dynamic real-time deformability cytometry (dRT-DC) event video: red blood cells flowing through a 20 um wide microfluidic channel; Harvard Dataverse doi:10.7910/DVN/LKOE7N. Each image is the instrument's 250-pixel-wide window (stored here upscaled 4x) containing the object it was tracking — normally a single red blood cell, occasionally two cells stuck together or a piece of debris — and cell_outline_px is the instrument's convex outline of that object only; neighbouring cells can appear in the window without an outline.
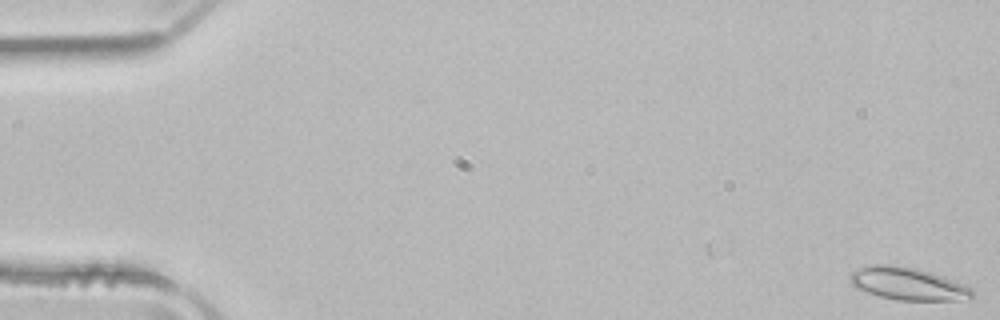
{"species": "common noctule bat (a hibernating species)", "species_latin": "Nyctalus noctula", "temperature_condition": "room temperature", "stored_images_in_passage": 47, "camera_frame_rate_fps": 3000, "um_per_image_px": 0.085, "animal": {"sex": "male", "body_mass_g": 21.5, "forearm_length_mm": 52.0}, "frame": {"image": 1, "passage_image": 1, "time_ms": 0.0, "image_size_px": [1000, 320], "cell_outline_px": [[972, 296], [956, 300], [900, 300], [880, 296], [856, 288], [848, 280], [848, 276], [852, 272], [860, 268], [876, 264], [892, 264], [916, 268], [932, 272], [944, 276], [964, 284], [972, 288]], "centroid_in_image_um": [77.14, 24.1], "position_along_channel_um": 7.9, "area_um2": 23.06}}
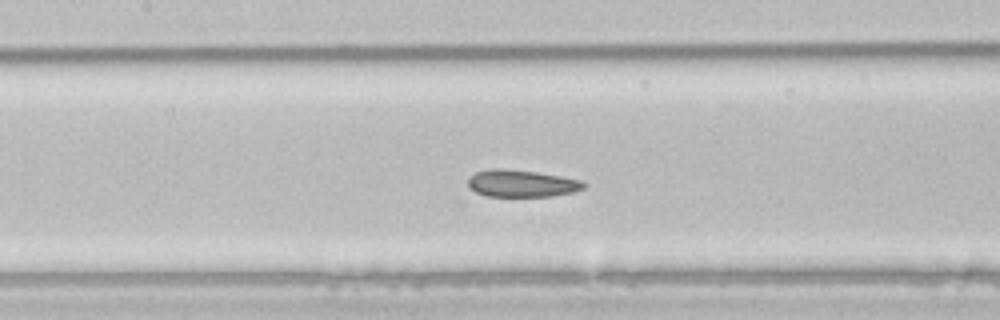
{"frame": {"image": 2, "passage_image": 24, "time_ms": 7.667, "image_size_px": [1000, 320], "cell_outline_px": [[588, 184], [584, 188], [576, 192], [552, 196], [484, 196], [468, 188], [468, 176], [476, 172], [492, 168], [500, 168], [536, 172], [560, 176], [580, 180]], "centroid_in_image_um": [44.32, 15.6], "position_along_channel_um": 163.1, "area_um2": 18.44}}
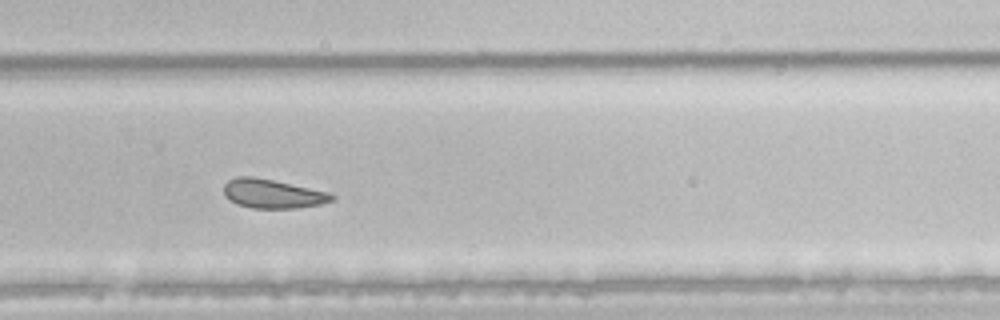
{"frame": {"image": 3, "passage_image": 35, "time_ms": 11.333, "image_size_px": [1000, 320], "cell_outline_px": [[336, 196], [332, 200], [324, 204], [296, 208], [252, 208], [236, 204], [228, 200], [224, 196], [224, 184], [228, 180], [236, 176], [252, 176], [332, 192]], "centroid_in_image_um": [23.18, 16.47], "position_along_channel_um": 306.6, "area_um2": 18.55}, "authors_computed_cell_mechanics": {"area_um2": 18.5538, "velocity_mm_per_s": 3.9314, "shape_relaxation_time_tau1_ms": 2.4953, "shape_relaxation_time_tau2_ms": 1.88, "deformation_change_tau1": 0.0688, "deformation_change_tau2": 0.0801}}